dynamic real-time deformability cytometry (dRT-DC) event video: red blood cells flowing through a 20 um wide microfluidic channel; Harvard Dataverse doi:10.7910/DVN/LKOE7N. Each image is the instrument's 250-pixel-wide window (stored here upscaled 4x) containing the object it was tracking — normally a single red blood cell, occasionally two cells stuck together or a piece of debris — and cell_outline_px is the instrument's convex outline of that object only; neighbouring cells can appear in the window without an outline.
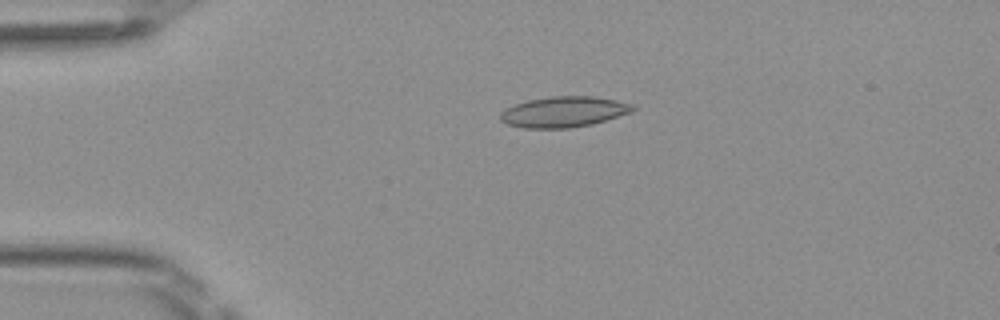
{"species": "Egyptian fruit bat (a non-hibernating species)", "species_latin": "Rousettus aegyptiacus", "temperature_condition": "room temperature", "stored_images_in_passage": 49, "camera_frame_rate_fps": 3000, "um_per_image_px": 0.085, "frame": {"image": 1, "passage_image": 11, "time_ms": 3.333, "image_size_px": [1000, 320], "cell_outline_px": [[636, 108], [632, 112], [592, 124], [568, 128], [524, 128], [508, 124], [500, 120], [500, 112], [504, 108], [528, 100], [552, 96], [592, 96], [616, 100], [636, 104]], "centroid_in_image_um": [47.94, 9.5], "position_along_channel_um": 37.1, "area_um2": 23.76}}
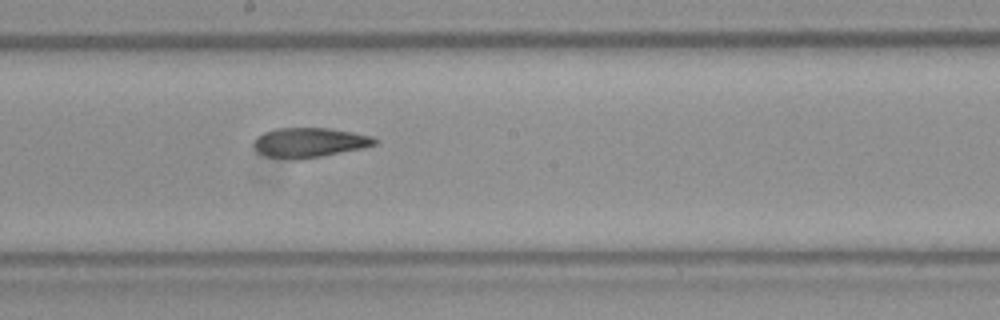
{"frame": {"image": 2, "passage_image": 27, "time_ms": 8.667, "image_size_px": [1000, 320], "cell_outline_px": [[380, 140], [376, 144], [364, 148], [300, 160], [296, 160], [268, 156], [260, 152], [256, 148], [256, 140], [264, 132], [276, 128], [332, 128], [372, 136]], "centroid_in_image_um": [26.39, 12.11], "position_along_channel_um": 221.8, "area_um2": 20.75}}
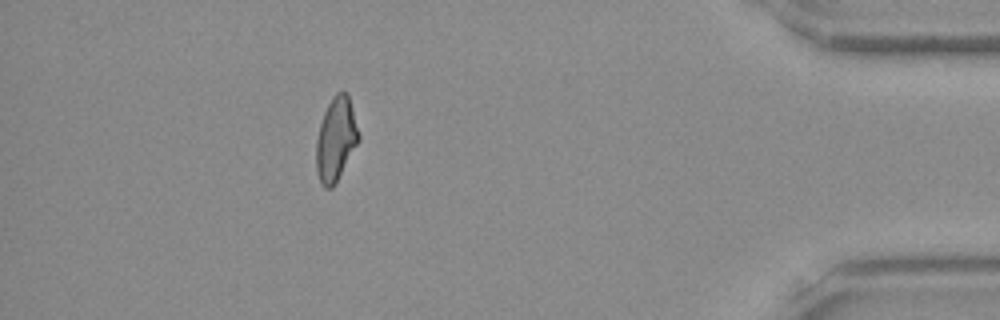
{"frame": {"image": 3, "passage_image": 44, "time_ms": 14.333, "image_size_px": [1000, 320], "cell_outline_px": [[360, 140], [336, 184], [332, 188], [324, 188], [316, 172], [316, 140], [320, 124], [324, 112], [332, 96], [336, 92], [348, 92], [360, 136]], "centroid_in_image_um": [28.56, 11.85], "position_along_channel_um": 406.6, "area_um2": 20.92}, "authors_computed_cell_mechanics": {"area_um2": 21.5594, "velocity_mm_per_s": 4.1251, "shape_relaxation_time_tau1_ms": null, "shape_relaxation_time_tau2_ms": 3.927, "deformation_change_tau1": null, "deformation_change_tau2": 0.1037}}